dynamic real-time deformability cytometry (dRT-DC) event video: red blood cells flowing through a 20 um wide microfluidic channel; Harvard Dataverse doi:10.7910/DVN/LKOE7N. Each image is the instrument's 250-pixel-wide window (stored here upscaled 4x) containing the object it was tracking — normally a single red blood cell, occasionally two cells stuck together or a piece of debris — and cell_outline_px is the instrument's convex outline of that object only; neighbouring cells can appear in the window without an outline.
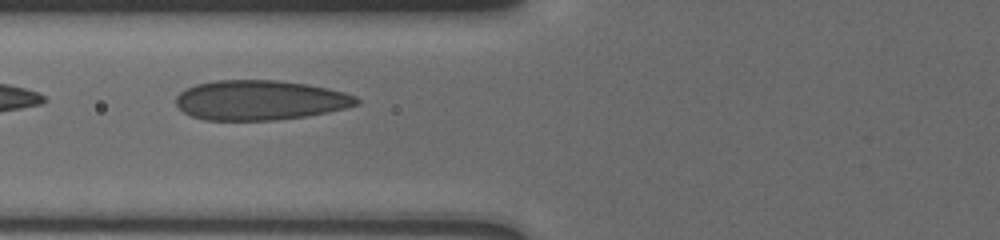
{"species": "human", "species_latin": "Homo sapiens", "temperature_condition": "cold", "stored_images_in_passage": 8, "camera_frame_rate_fps": 3000, "um_per_image_px": 0.085, "donor": {"sex": "male"}, "frame": {"image": 1, "passage_image": 6, "time_ms": 4.667, "image_size_px": [1000, 240], "cell_outline_px": [[360, 104], [328, 112], [304, 116], [276, 120], [204, 120], [192, 116], [184, 112], [176, 104], [176, 96], [184, 88], [196, 84], [216, 80], [276, 80], [308, 84], [328, 88], [344, 92], [356, 96], [360, 100]], "centroid_in_image_um": [22.09, 8.51], "position_along_channel_um": 103.7, "area_um2": 42.02}}
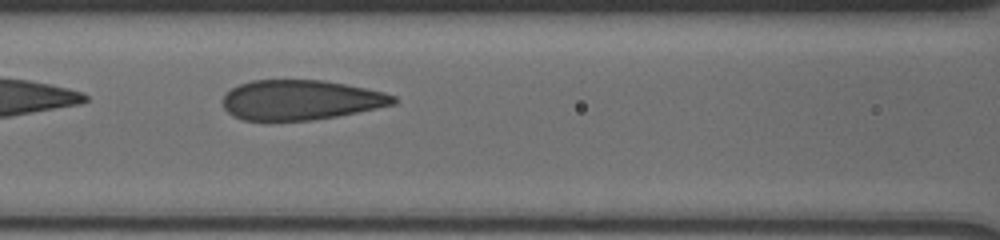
{"frame": {"image": 2, "passage_image": 7, "time_ms": 5.667, "image_size_px": [1000, 240], "cell_outline_px": [[396, 104], [336, 116], [312, 120], [244, 120], [232, 116], [224, 108], [224, 96], [232, 88], [240, 84], [252, 80], [324, 80], [384, 92], [396, 96]], "centroid_in_image_um": [25.56, 8.49], "position_along_channel_um": 141.0, "area_um2": 39.36}}